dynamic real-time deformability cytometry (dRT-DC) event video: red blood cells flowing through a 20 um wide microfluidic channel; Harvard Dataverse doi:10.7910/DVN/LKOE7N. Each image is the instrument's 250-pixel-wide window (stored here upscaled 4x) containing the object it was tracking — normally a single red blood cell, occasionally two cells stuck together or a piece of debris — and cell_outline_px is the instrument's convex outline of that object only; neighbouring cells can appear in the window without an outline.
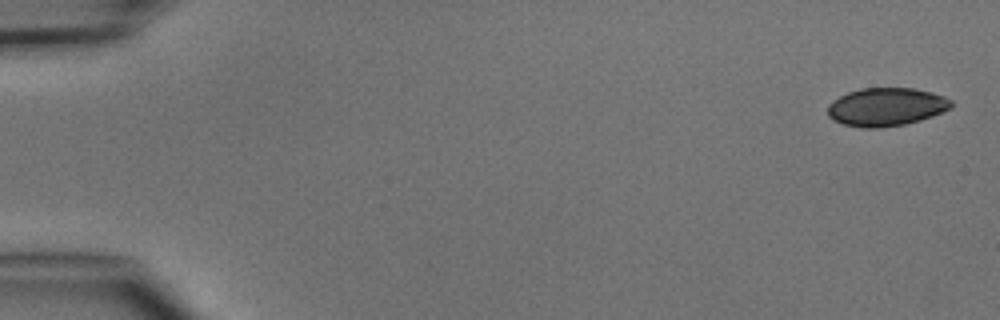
{"species": "common noctule bat (a hibernating species)", "species_latin": "Nyctalus noctula", "temperature_condition": "cold", "stored_images_in_passage": 5, "camera_frame_rate_fps": 3000, "um_per_image_px": 0.085, "animal": {"sex": "male", "body_mass_g": 15.6}, "frame": {"image": 1, "passage_image": 1, "time_ms": 0.0, "image_size_px": [1000, 320], "cell_outline_px": [[952, 108], [932, 116], [920, 120], [904, 124], [876, 128], [864, 128], [844, 124], [828, 116], [828, 104], [840, 96], [848, 92], [860, 88], [912, 88], [932, 92], [944, 96], [952, 100]], "centroid_in_image_um": [75.35, 9.08], "position_along_channel_um": 9.6, "area_um2": 27.4}}
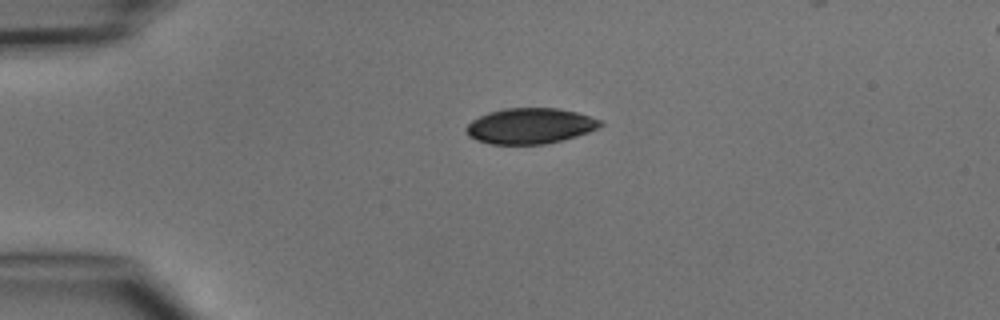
{"frame": {"image": 2, "passage_image": 4, "time_ms": 3.333, "image_size_px": [1000, 320], "cell_outline_px": [[604, 124], [600, 128], [576, 136], [544, 144], [492, 144], [476, 140], [468, 136], [464, 132], [464, 128], [472, 120], [488, 112], [504, 108], [556, 108], [576, 112], [604, 120]], "centroid_in_image_um": [45.06, 10.7], "position_along_channel_um": 39.9, "area_um2": 28.03}}